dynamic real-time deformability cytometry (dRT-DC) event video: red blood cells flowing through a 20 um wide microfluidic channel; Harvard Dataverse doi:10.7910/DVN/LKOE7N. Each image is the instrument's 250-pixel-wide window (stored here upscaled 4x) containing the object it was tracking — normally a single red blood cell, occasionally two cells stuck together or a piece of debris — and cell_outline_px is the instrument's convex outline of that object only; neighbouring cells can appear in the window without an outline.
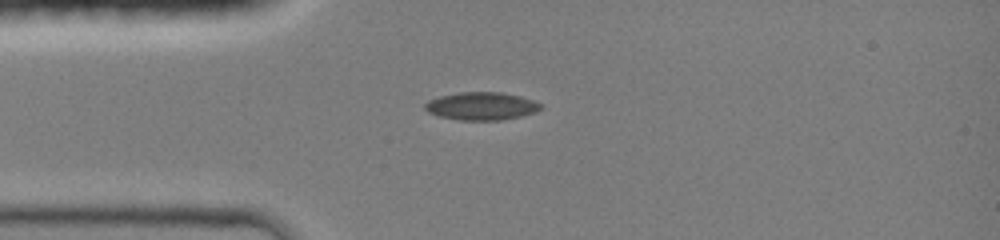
{"species": "common noctule bat (a hibernating species)", "species_latin": "Nyctalus noctula", "temperature_condition": "room temperature", "stored_images_in_passage": 33, "camera_frame_rate_fps": 3000, "um_per_image_px": 0.085, "animal": {"sex": "female", "body_mass_g": 19.0, "forearm_length_mm": 51.5}, "frame": {"image": 1, "passage_image": 1, "time_ms": 0.0, "image_size_px": [1000, 240], "cell_outline_px": [[544, 108], [536, 112], [520, 116], [500, 120], [460, 120], [440, 116], [428, 112], [424, 108], [424, 104], [428, 100], [440, 96], [460, 92], [500, 92], [520, 96], [532, 100], [540, 104]], "centroid_in_image_um": [40.92, 9.01], "position_along_channel_um": 44.1, "area_um2": 18.73}}
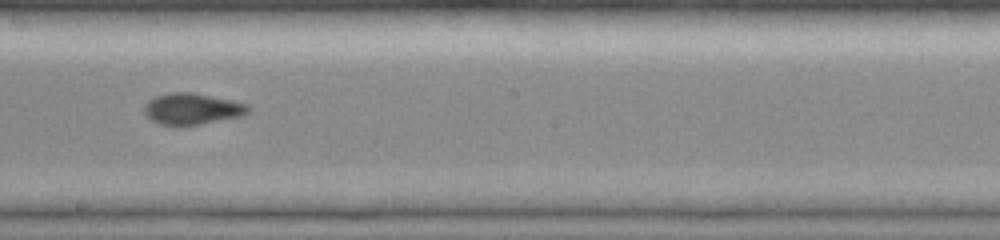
{"frame": {"image": 2, "passage_image": 14, "time_ms": 4.667, "image_size_px": [1000, 240], "cell_outline_px": [[252, 108], [244, 116], [200, 124], [160, 124], [152, 120], [144, 112], [144, 104], [148, 100], [156, 96], [172, 92], [192, 92], [232, 100], [248, 104]], "centroid_in_image_um": [16.37, 9.23], "position_along_channel_um": 231.8, "area_um2": 18.84}}
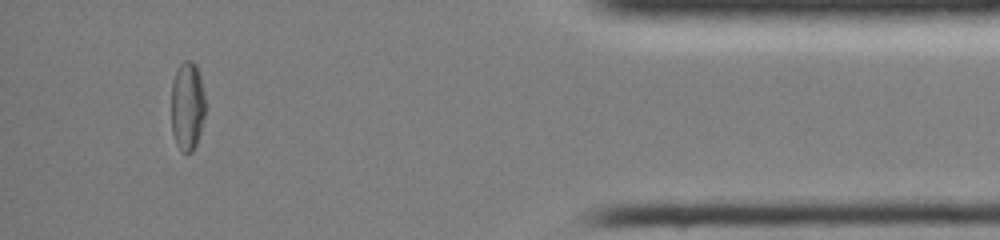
{"frame": {"image": 3, "passage_image": 28, "time_ms": 10.0, "image_size_px": [1000, 240], "cell_outline_px": [[204, 116], [200, 132], [196, 144], [192, 152], [180, 152], [176, 144], [172, 132], [172, 84], [176, 68], [184, 60], [192, 60], [196, 64], [200, 76], [204, 92]], "centroid_in_image_um": [15.91, 9.0], "position_along_channel_um": 419.3, "area_um2": 17.69}, "authors_computed_cell_mechanics": {"area_um2": 18.6694, "velocity_mm_per_s": 4.275, "shape_relaxation_time_tau1_ms": 8.5486, "shape_relaxation_time_tau2_ms": 2.5055, "deformation_change_tau1": 0.225, "deformation_change_tau2": 0.0796}}